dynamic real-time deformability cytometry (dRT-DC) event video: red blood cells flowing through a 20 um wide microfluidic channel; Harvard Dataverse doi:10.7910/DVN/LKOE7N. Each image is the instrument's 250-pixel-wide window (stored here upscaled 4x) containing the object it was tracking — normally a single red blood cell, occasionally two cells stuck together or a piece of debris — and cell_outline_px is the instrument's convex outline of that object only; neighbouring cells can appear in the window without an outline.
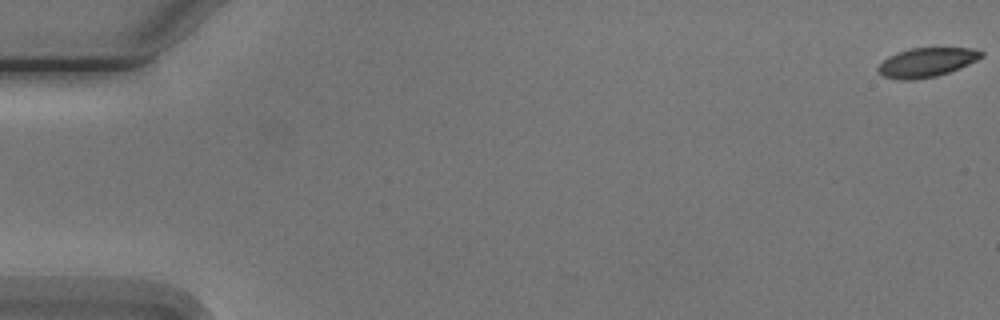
{"species": "Egyptian fruit bat (a non-hibernating species)", "species_latin": "Rousettus aegyptiacus", "temperature_condition": "cold", "stored_images_in_passage": 6, "camera_frame_rate_fps": 3000, "um_per_image_px": 0.085, "animal": {"sex": "male"}, "frame": {"image": 1, "passage_image": 1, "time_ms": 0.0, "image_size_px": [1000, 320], "cell_outline_px": [[984, 56], [960, 68], [936, 76], [912, 80], [900, 80], [884, 76], [876, 68], [888, 56], [912, 48], [972, 48], [984, 52]], "centroid_in_image_um": [78.78, 5.3], "position_along_channel_um": 6.2, "area_um2": 17.34}}
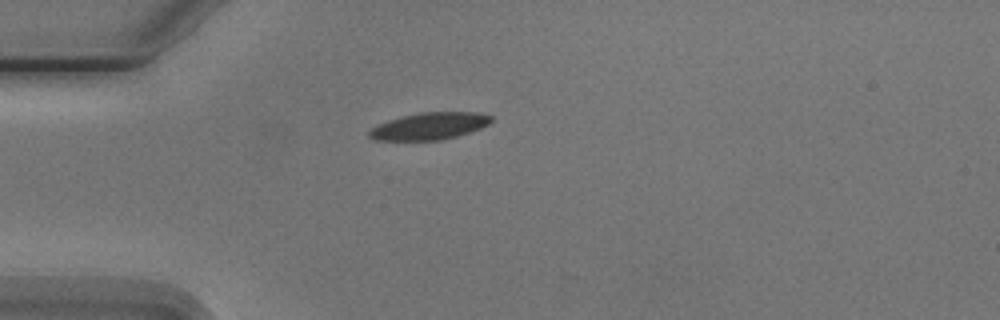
{"frame": {"image": 2, "passage_image": 5, "time_ms": 5.0, "image_size_px": [1000, 320], "cell_outline_px": [[492, 120], [488, 124], [480, 128], [456, 136], [440, 140], [372, 140], [368, 136], [368, 132], [372, 128], [388, 120], [400, 116], [420, 112], [480, 112], [492, 116]], "centroid_in_image_um": [36.49, 10.71], "position_along_channel_um": 48.5, "area_um2": 19.19}}